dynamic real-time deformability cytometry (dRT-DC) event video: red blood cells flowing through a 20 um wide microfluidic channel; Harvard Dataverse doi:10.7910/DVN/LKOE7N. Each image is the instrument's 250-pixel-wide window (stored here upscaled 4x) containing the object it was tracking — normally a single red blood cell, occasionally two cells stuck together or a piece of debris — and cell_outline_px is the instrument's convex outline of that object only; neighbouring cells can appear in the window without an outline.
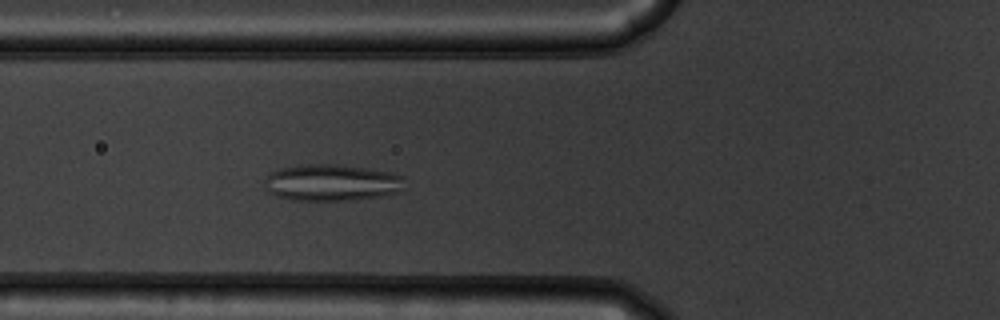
{"species": "common noctule bat (a hibernating species)", "species_latin": "Nyctalus noctula", "temperature_condition": "warm", "stored_images_in_passage": 55, "camera_frame_rate_fps": 3000, "um_per_image_px": 0.085, "animal": {"sex": "male", "body_mass_g": 19.5, "forearm_length_mm": 54.6}, "frame": {"image": 1, "passage_image": 21, "time_ms": 6.667, "image_size_px": [1000, 320], "cell_outline_px": [[404, 176], [400, 192], [380, 196], [348, 200], [292, 200], [276, 196], [268, 192], [264, 184], [264, 176], [280, 168], [300, 164], [336, 164], [368, 168], [392, 172]], "centroid_in_image_um": [28.15, 15.51], "position_along_channel_um": 97.6, "area_um2": 30.11}}
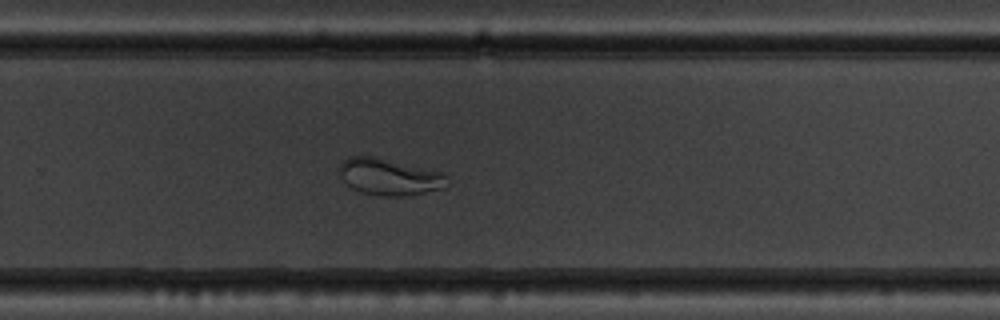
{"frame": {"image": 2, "passage_image": 37, "time_ms": 12.0, "image_size_px": [1000, 320], "cell_outline_px": [[448, 184], [440, 188], [424, 192], [404, 196], [380, 196], [360, 192], [352, 188], [344, 180], [340, 172], [340, 164], [348, 156], [372, 156], [444, 172], [448, 176]], "centroid_in_image_um": [33.11, 15.03], "position_along_channel_um": 296.7, "area_um2": 22.83}}
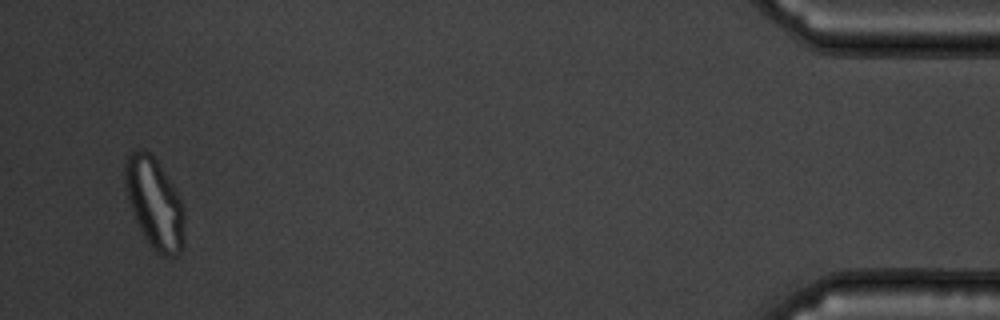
{"frame": {"image": 3, "passage_image": 53, "time_ms": 17.333, "image_size_px": [1000, 320], "cell_outline_px": [[184, 220], [180, 252], [176, 256], [160, 256], [148, 244], [140, 232], [124, 184], [124, 164], [128, 152], [140, 148], [144, 148], [156, 160], [172, 184], [184, 208]], "centroid_in_image_um": [13.1, 17.25], "position_along_channel_um": 422.1, "area_um2": 31.15}}